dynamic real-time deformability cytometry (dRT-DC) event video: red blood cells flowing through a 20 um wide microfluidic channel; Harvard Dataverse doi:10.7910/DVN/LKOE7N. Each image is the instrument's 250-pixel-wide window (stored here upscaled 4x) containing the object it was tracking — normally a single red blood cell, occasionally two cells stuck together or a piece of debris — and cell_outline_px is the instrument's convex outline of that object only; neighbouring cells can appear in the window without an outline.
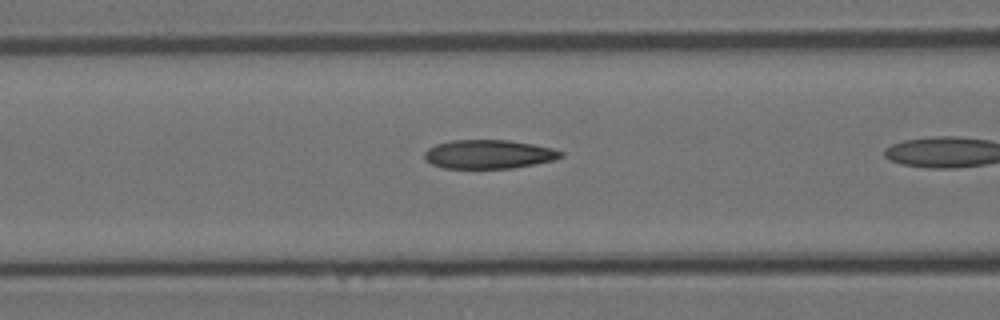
{"species": "Egyptian fruit bat (a non-hibernating species)", "species_latin": "Rousettus aegyptiacus", "temperature_condition": "room temperature", "stored_images_in_passage": 8, "camera_frame_rate_fps": 3000, "um_per_image_px": 0.085, "animal": {"sex": "female"}, "frame": {"image": 1, "passage_image": 7, "time_ms": 2.0, "image_size_px": [1000, 320], "cell_outline_px": [[564, 156], [552, 160], [512, 168], [444, 168], [432, 164], [424, 160], [424, 152], [428, 148], [436, 144], [452, 140], [508, 140], [532, 144], [552, 148], [564, 152]], "centroid_in_image_um": [41.51, 13.11], "position_along_channel_um": 125.1, "area_um2": 22.83}}